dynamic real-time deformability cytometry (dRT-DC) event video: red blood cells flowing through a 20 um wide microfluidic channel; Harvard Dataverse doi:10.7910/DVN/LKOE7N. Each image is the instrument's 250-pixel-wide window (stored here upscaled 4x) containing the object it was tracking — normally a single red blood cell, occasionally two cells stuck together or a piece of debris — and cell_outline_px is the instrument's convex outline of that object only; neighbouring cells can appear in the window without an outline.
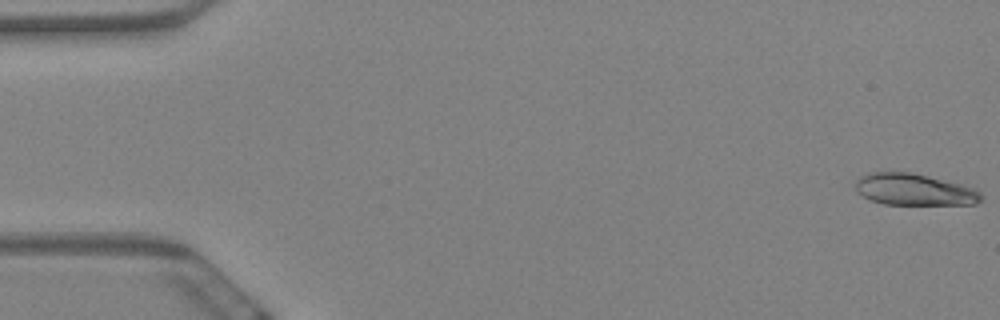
{"species": "Egyptian fruit bat (a non-hibernating species)", "species_latin": "Rousettus aegyptiacus", "temperature_condition": "warm", "stored_images_in_passage": 59, "camera_frame_rate_fps": 3000, "um_per_image_px": 0.085, "animal": {"sex": "female"}, "frame": {"image": 1, "passage_image": 1, "time_ms": 0.0, "image_size_px": [1000, 320], "cell_outline_px": [[984, 196], [976, 204], [884, 204], [872, 200], [856, 192], [856, 180], [868, 172], [908, 172], [928, 176], [960, 184], [972, 188], [980, 192]], "centroid_in_image_um": [77.69, 16.11], "position_along_channel_um": 7.3, "area_um2": 22.89}}
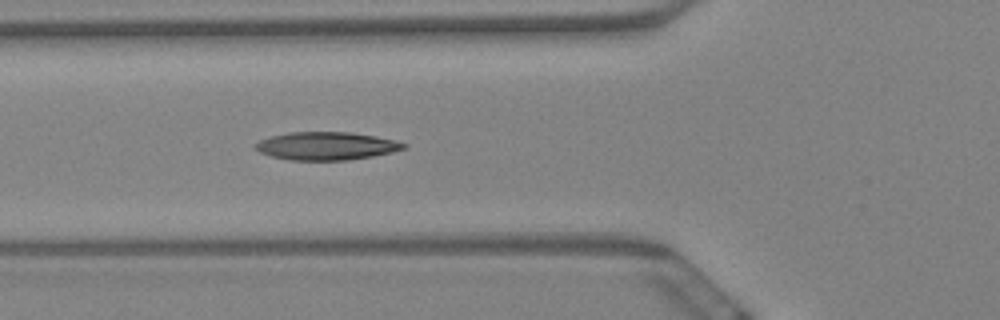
{"frame": {"image": 2, "passage_image": 22, "time_ms": 7.0, "image_size_px": [1000, 320], "cell_outline_px": [[408, 144], [404, 148], [392, 152], [372, 156], [348, 160], [288, 160], [272, 156], [260, 152], [256, 148], [256, 144], [260, 140], [272, 136], [288, 132], [348, 132], [372, 136], [392, 140]], "centroid_in_image_um": [27.72, 12.41], "position_along_channel_um": 98.1, "area_um2": 23.81}}
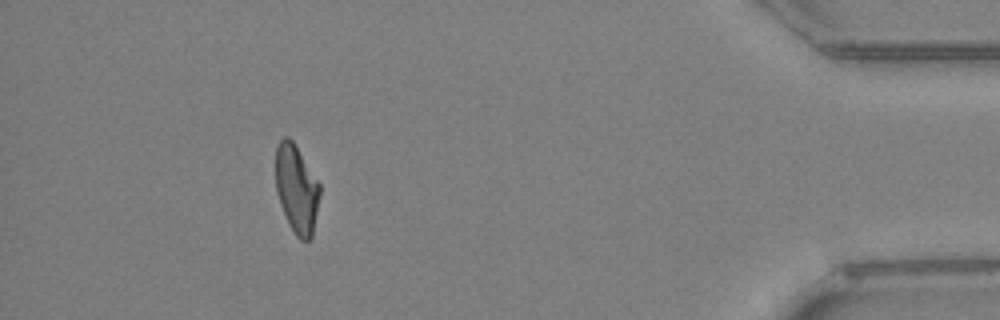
{"frame": {"image": 3, "passage_image": 54, "time_ms": 17.667, "image_size_px": [1000, 320], "cell_outline_px": [[320, 196], [312, 236], [308, 240], [300, 240], [296, 236], [280, 204], [276, 192], [276, 144], [284, 136], [288, 136], [292, 140], [320, 184]], "centroid_in_image_um": [25.21, 16.04], "position_along_channel_um": 410.0, "area_um2": 22.48}, "authors_computed_cell_mechanics": {"area_um2": 23.4668, "velocity_mm_per_s": 3.4665, "shape_relaxation_time_tau1_ms": 6.9406, "shape_relaxation_time_tau2_ms": 2.9974, "deformation_change_tau1": 0.2118, "deformation_change_tau2": 0.0956}}